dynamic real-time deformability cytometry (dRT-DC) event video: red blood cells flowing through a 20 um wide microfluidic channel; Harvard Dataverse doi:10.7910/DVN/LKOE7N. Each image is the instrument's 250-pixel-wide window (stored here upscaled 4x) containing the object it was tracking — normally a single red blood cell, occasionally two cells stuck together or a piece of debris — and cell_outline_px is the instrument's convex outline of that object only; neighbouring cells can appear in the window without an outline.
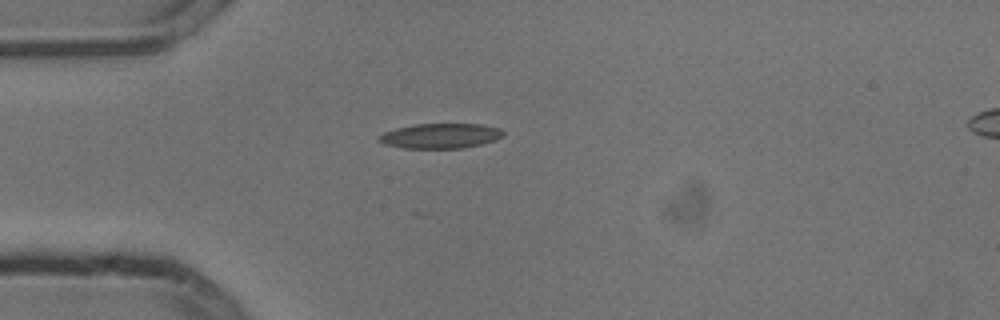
{"species": "common noctule bat (a hibernating species)", "species_latin": "Nyctalus noctula", "temperature_condition": "cold", "stored_images_in_passage": 1, "camera_frame_rate_fps": 3000, "um_per_image_px": 0.085, "animal": {"sex": "male", "body_mass_g": 13.3}, "frame": {"image": 1, "passage_image": 1, "time_ms": 0.0, "image_size_px": [1000, 320], "cell_outline_px": [[504, 136], [496, 140], [464, 148], [404, 148], [384, 144], [376, 140], [384, 132], [396, 128], [416, 124], [480, 124], [500, 128], [504, 132]], "centroid_in_image_um": [37.45, 11.55], "position_along_channel_um": 47.5, "area_um2": 18.09}}